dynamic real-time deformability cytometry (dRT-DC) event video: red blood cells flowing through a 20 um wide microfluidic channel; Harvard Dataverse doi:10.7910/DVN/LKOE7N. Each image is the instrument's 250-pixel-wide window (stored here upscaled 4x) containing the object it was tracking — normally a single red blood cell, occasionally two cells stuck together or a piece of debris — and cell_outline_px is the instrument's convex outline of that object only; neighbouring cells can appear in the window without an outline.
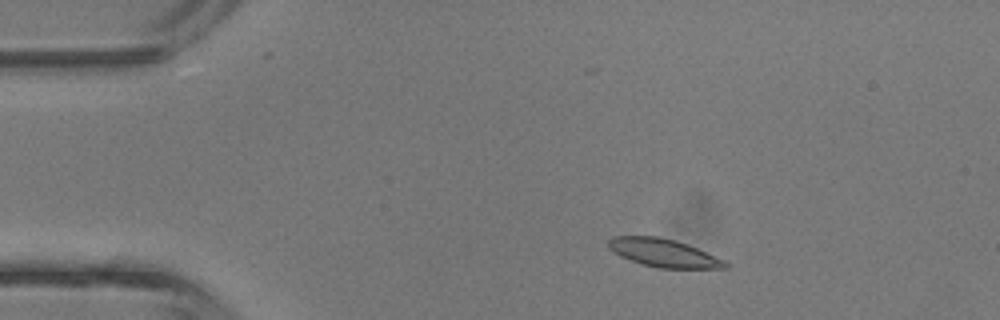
{"species": "common noctule bat (a hibernating species)", "species_latin": "Nyctalus noctula", "temperature_condition": "room temperature", "stored_images_in_passage": 41, "camera_frame_rate_fps": 3000, "um_per_image_px": 0.085, "animal": {"sex": "male", "body_mass_g": 13.3}, "frame": {"image": 1, "passage_image": 5, "time_ms": 1.333, "image_size_px": [1000, 320], "cell_outline_px": [[728, 268], [660, 268], [644, 264], [620, 256], [608, 248], [608, 240], [612, 236], [660, 236], [676, 240], [688, 244], [724, 260], [728, 264]], "centroid_in_image_um": [56.39, 21.48], "position_along_channel_um": 28.6, "area_um2": 19.02}}
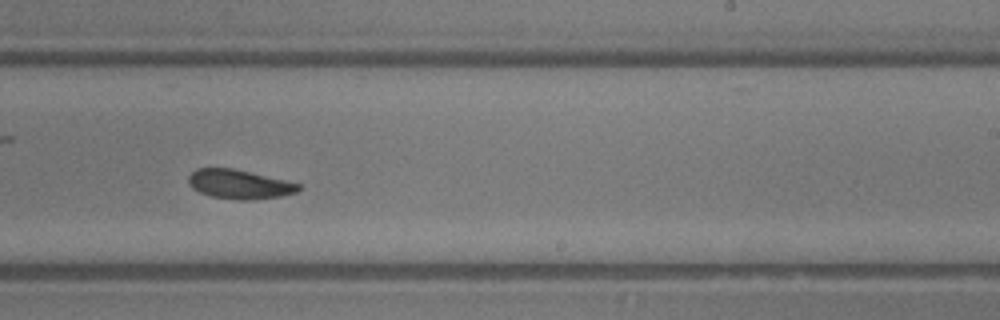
{"frame": {"image": 2, "passage_image": 24, "time_ms": 7.667, "image_size_px": [1000, 320], "cell_outline_px": [[300, 188], [296, 192], [280, 196], [248, 200], [240, 200], [212, 196], [200, 192], [192, 188], [188, 184], [188, 176], [196, 168], [232, 168], [284, 180], [300, 184]], "centroid_in_image_um": [20.3, 15.65], "position_along_channel_um": 268.7, "area_um2": 18.44}}
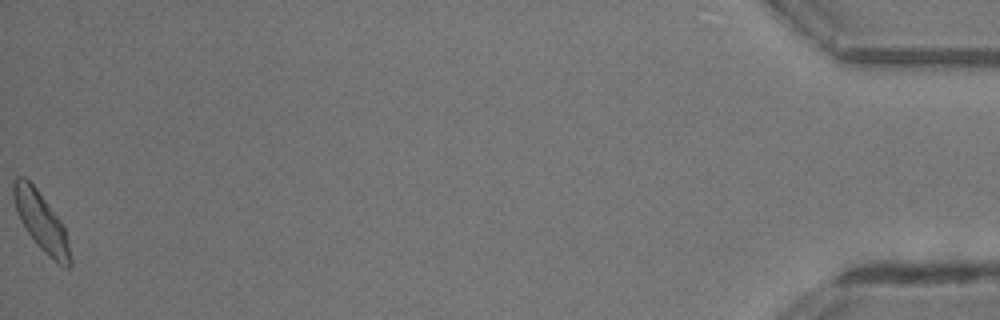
{"frame": {"image": 3, "passage_image": 41, "time_ms": 13.333, "image_size_px": [1000, 320], "cell_outline_px": [[72, 264], [68, 268], [64, 268], [44, 252], [40, 248], [28, 232], [20, 220], [16, 212], [12, 196], [12, 184], [16, 176], [24, 176], [36, 188], [64, 224], [72, 260]], "centroid_in_image_um": [3.5, 18.82], "position_along_channel_um": 431.7, "area_um2": 19.42}, "authors_computed_cell_mechanics": {"area_um2": 19.3052, "velocity_mm_per_s": 4.7474, "shape_relaxation_time_tau1_ms": 3.8385, "shape_relaxation_time_tau2_ms": 3.6023, "deformation_change_tau1": 0.1117, "deformation_change_tau2": 0.0943}}